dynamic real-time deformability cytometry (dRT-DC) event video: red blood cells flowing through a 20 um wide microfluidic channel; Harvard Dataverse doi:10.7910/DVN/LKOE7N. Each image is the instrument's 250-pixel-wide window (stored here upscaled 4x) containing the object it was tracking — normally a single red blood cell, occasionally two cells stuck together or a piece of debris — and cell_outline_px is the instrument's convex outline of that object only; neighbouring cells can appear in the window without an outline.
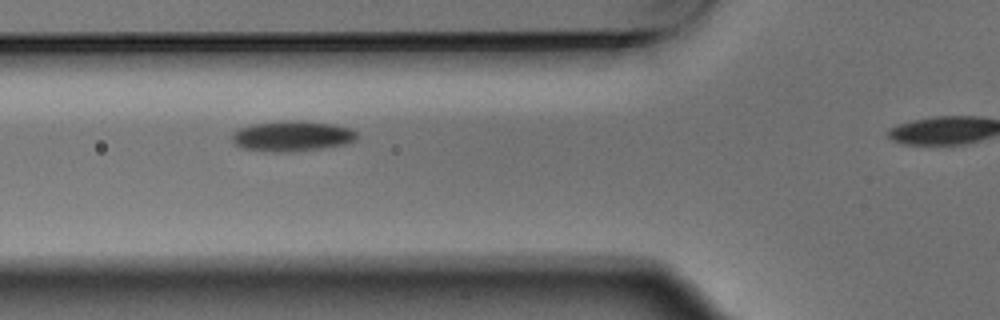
{"species": "Egyptian fruit bat (a non-hibernating species)", "species_latin": "Rousettus aegyptiacus", "temperature_condition": "warm", "stored_images_in_passage": 8, "camera_frame_rate_fps": 3000, "um_per_image_px": 0.085, "animal": {"sex": "male"}, "frame": {"image": 1, "passage_image": 3, "time_ms": 0.667, "image_size_px": [1000, 320], "cell_outline_px": [[356, 140], [348, 144], [320, 148], [288, 152], [272, 152], [244, 148], [236, 144], [232, 140], [232, 132], [240, 128], [252, 124], [280, 120], [300, 120], [332, 124], [348, 128], [356, 132]], "centroid_in_image_um": [24.82, 11.55], "position_along_channel_um": 101.0, "area_um2": 22.14}}
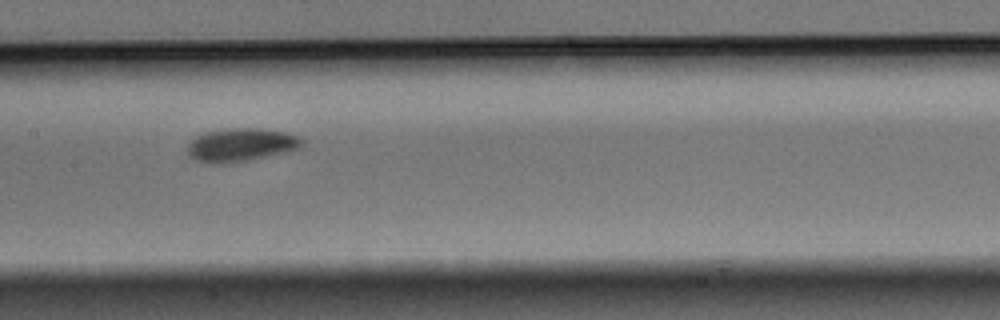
{"frame": {"image": 2, "passage_image": 5, "time_ms": 1.333, "image_size_px": [1000, 320], "cell_outline_px": [[304, 144], [300, 148], [288, 152], [248, 160], [220, 164], [208, 164], [196, 160], [188, 156], [188, 144], [196, 136], [204, 132], [232, 128], [256, 128], [284, 132], [300, 136], [304, 140]], "centroid_in_image_um": [20.49, 12.32], "position_along_channel_um": 186.9, "area_um2": 22.37}}
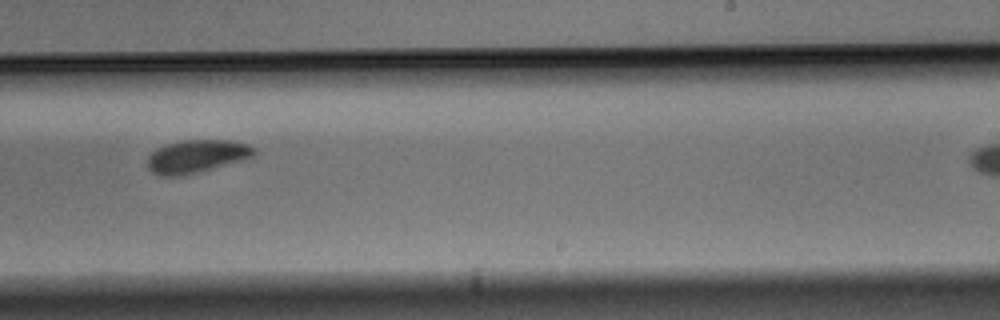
{"frame": {"image": 3, "passage_image": 7, "time_ms": 2.0, "image_size_px": [1000, 320], "cell_outline_px": [[256, 152], [252, 156], [240, 160], [212, 168], [180, 176], [160, 176], [152, 172], [148, 168], [148, 156], [156, 148], [164, 144], [184, 140], [232, 140], [248, 144], [256, 148]], "centroid_in_image_um": [16.68, 13.27], "position_along_channel_um": 272.3, "area_um2": 20.35}}